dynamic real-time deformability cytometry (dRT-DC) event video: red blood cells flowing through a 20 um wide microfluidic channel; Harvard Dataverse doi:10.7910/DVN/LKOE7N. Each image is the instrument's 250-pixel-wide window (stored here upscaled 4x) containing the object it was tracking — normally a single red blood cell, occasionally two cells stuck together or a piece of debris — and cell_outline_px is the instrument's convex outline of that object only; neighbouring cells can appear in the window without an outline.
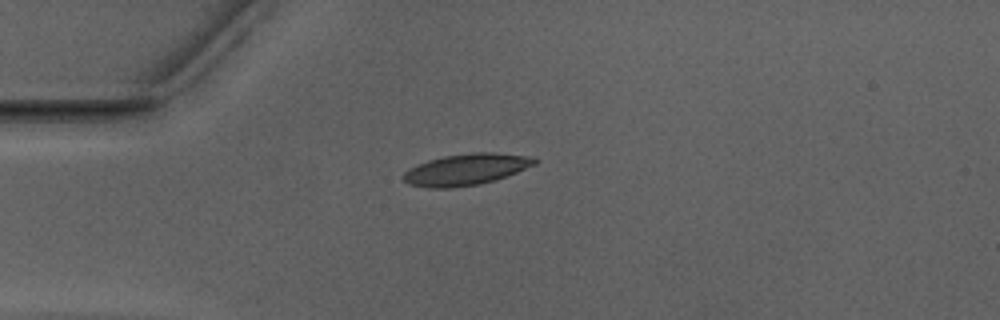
{"species": "Egyptian fruit bat (a non-hibernating species)", "species_latin": "Rousettus aegyptiacus", "temperature_condition": "warm", "stored_images_in_passage": 22, "camera_frame_rate_fps": 3000, "um_per_image_px": 0.085, "animal": {"sex": "male"}, "frame": {"image": 1, "passage_image": 1, "time_ms": 0.0, "image_size_px": [1000, 320], "cell_outline_px": [[536, 164], [496, 180], [480, 184], [452, 188], [428, 188], [408, 184], [404, 180], [404, 172], [408, 168], [428, 160], [444, 156], [472, 152], [492, 152], [536, 156]], "centroid_in_image_um": [39.63, 14.4], "position_along_channel_um": 45.4, "area_um2": 24.16}}
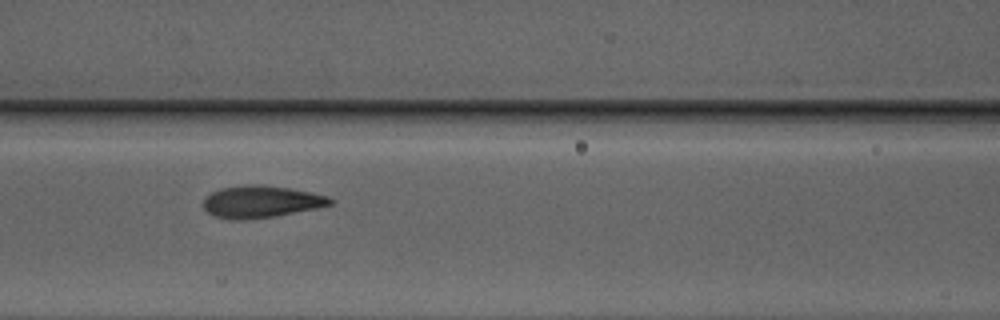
{"frame": {"image": 2, "passage_image": 10, "time_ms": 3.0, "image_size_px": [1000, 320], "cell_outline_px": [[336, 200], [332, 204], [316, 208], [272, 216], [248, 220], [232, 220], [212, 216], [204, 208], [204, 200], [212, 192], [220, 188], [244, 184], [260, 184], [288, 188], [328, 196]], "centroid_in_image_um": [22.16, 17.14], "position_along_channel_um": 144.4, "area_um2": 23.64}}
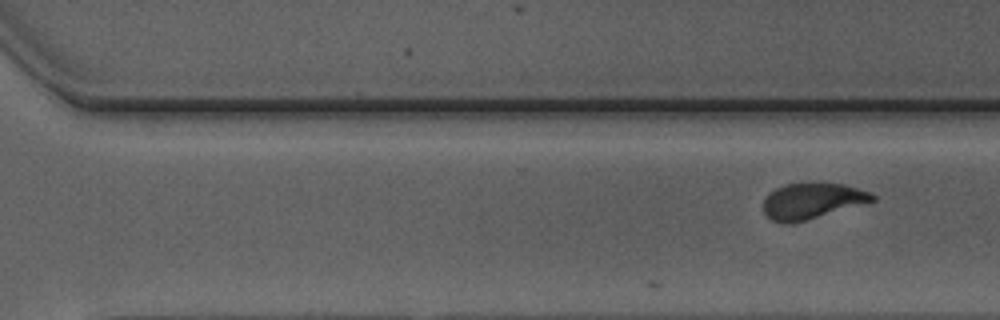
{"frame": {"image": 3, "passage_image": 22, "time_ms": 7.0, "image_size_px": [1000, 320], "cell_outline_px": [[876, 200], [792, 224], [784, 224], [772, 220], [764, 212], [764, 200], [776, 188], [784, 184], [820, 180], [844, 184], [868, 192], [876, 196]], "centroid_in_image_um": [69.02, 17.04], "position_along_channel_um": 301.6, "area_um2": 23.06}}